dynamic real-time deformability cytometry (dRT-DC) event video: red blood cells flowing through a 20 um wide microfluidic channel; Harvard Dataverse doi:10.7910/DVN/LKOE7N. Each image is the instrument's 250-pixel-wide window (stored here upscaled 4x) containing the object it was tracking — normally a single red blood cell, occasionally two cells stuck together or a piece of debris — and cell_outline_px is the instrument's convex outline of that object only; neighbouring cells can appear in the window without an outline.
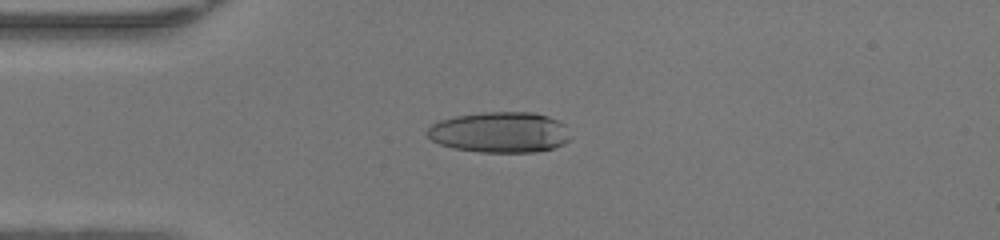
{"species": "human", "species_latin": "Homo sapiens", "temperature_condition": "warm", "stored_images_in_passage": 37, "camera_frame_rate_fps": 3000, "um_per_image_px": 0.085, "donor": {"sex": "female"}, "frame": {"image": 1, "passage_image": 1, "time_ms": 0.0, "image_size_px": [1000, 240], "cell_outline_px": [[568, 140], [564, 144], [552, 148], [536, 152], [480, 152], [452, 148], [440, 144], [432, 140], [428, 136], [428, 128], [432, 124], [440, 120], [456, 116], [484, 112], [532, 112], [548, 116], [564, 124]], "centroid_in_image_um": [42.46, 11.24], "position_along_channel_um": 42.5, "area_um2": 33.7}}
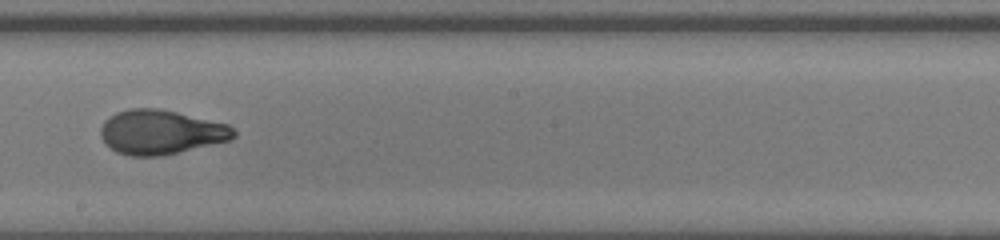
{"frame": {"image": 2, "passage_image": 16, "time_ms": 5.0, "image_size_px": [1000, 240], "cell_outline_px": [[236, 136], [232, 140], [160, 156], [128, 156], [116, 152], [100, 136], [100, 128], [104, 120], [108, 116], [116, 112], [128, 108], [160, 108], [228, 124], [236, 132]], "centroid_in_image_um": [13.66, 11.22], "position_along_channel_um": 234.5, "area_um2": 34.56}}
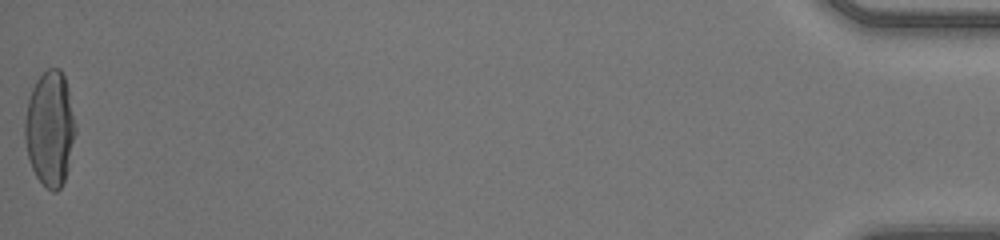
{"frame": {"image": 3, "passage_image": 37, "time_ms": 12.0, "image_size_px": [1000, 240], "cell_outline_px": [[76, 132], [68, 168], [64, 180], [60, 188], [56, 192], [52, 192], [36, 176], [32, 168], [28, 156], [24, 136], [24, 120], [28, 100], [32, 88], [36, 80], [48, 68], [60, 68], [64, 76], [68, 88], [76, 124]], "centroid_in_image_um": [4.25, 10.92], "position_along_channel_um": 431.0, "area_um2": 33.99}, "authors_computed_cell_mechanics": {"area_um2": 33.9864, "velocity_mm_per_s": 4.3179, "shape_relaxation_time_tau1_ms": 9.6622, "shape_relaxation_time_tau2_ms": 0.8933, "deformation_change_tau1": 0.3717, "deformation_change_tau2": 0.0652}}